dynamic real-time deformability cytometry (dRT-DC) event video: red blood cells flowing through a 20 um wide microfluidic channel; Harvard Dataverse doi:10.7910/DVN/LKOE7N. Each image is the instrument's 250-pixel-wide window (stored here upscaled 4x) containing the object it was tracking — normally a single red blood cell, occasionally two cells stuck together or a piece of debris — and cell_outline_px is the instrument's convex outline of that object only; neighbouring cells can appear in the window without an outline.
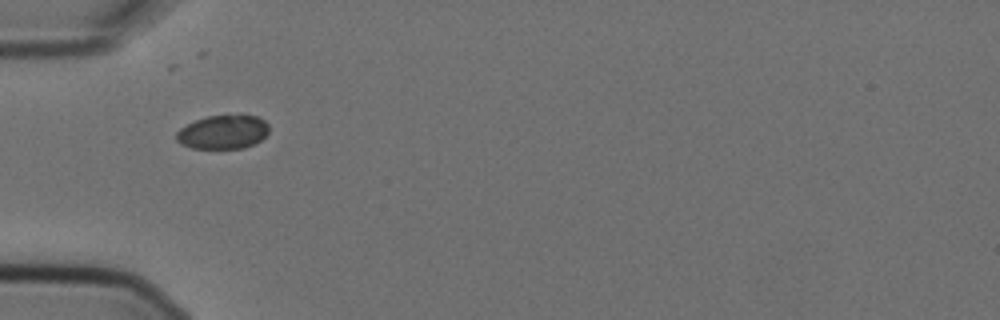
{"species": "Egyptian fruit bat (a non-hibernating species)", "species_latin": "Rousettus aegyptiacus", "temperature_condition": "cold", "stored_images_in_passage": 7, "camera_frame_rate_fps": 3000, "um_per_image_px": 0.085, "animal": {"sex": "female"}, "frame": {"image": 1, "passage_image": 1, "time_ms": 0.0, "image_size_px": [1000, 320], "cell_outline_px": [[268, 132], [260, 140], [244, 148], [192, 148], [180, 144], [176, 140], [176, 132], [180, 128], [196, 120], [208, 116], [240, 112], [256, 116], [264, 120], [268, 124]], "centroid_in_image_um": [18.96, 11.18], "position_along_channel_um": 66.0, "area_um2": 18.67}}
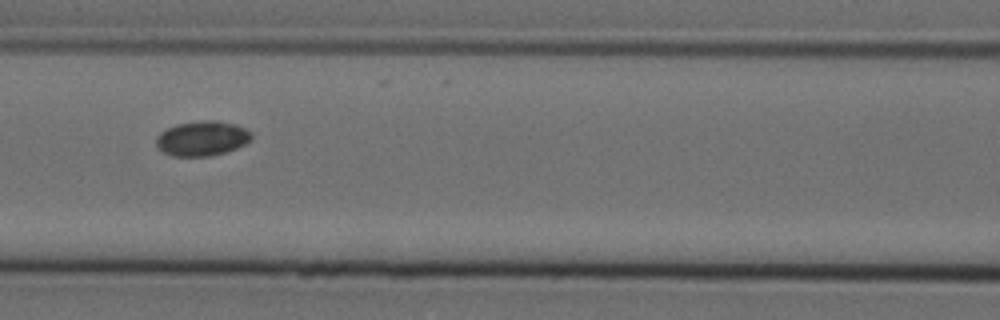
{"frame": {"image": 2, "passage_image": 3, "time_ms": 0.667, "image_size_px": [1000, 320], "cell_outline_px": [[252, 136], [244, 144], [236, 148], [212, 156], [172, 156], [164, 152], [156, 144], [156, 136], [160, 132], [176, 124], [200, 120], [220, 120], [236, 124], [252, 132]], "centroid_in_image_um": [17.17, 11.75], "position_along_channel_um": 149.4, "area_um2": 19.36}}
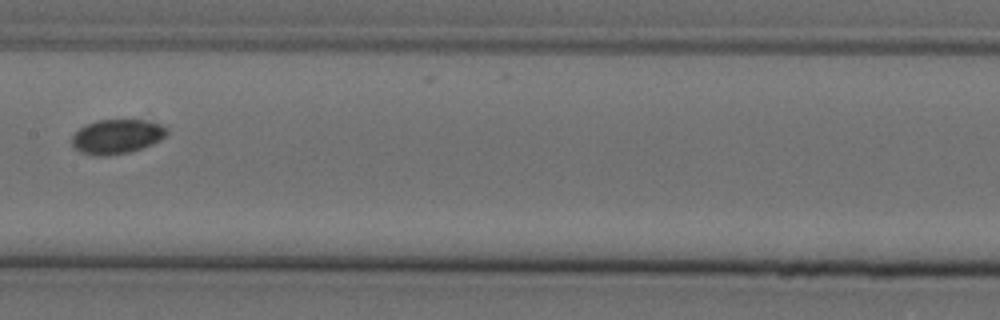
{"frame": {"image": 3, "passage_image": 4, "time_ms": 1.0, "image_size_px": [1000, 320], "cell_outline_px": [[168, 132], [160, 140], [152, 144], [128, 152], [108, 156], [96, 156], [80, 152], [72, 144], [72, 136], [84, 124], [96, 120], [144, 120], [160, 124], [168, 128]], "centroid_in_image_um": [9.92, 11.6], "position_along_channel_um": 197.5, "area_um2": 19.02}}